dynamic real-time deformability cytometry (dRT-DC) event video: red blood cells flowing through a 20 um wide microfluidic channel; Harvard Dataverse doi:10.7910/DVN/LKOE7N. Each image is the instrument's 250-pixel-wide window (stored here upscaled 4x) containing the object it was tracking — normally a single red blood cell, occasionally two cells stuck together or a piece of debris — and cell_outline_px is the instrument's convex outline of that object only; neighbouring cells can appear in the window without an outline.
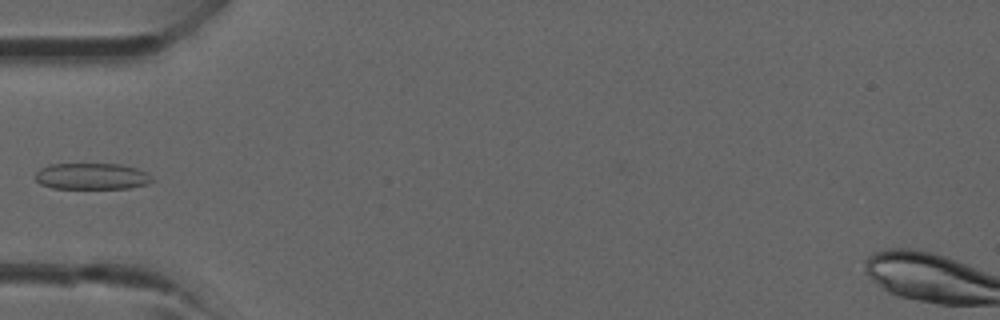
{"species": "common noctule bat (a hibernating species)", "species_latin": "Nyctalus noctula", "temperature_condition": "room temperature", "stored_images_in_passage": 4, "camera_frame_rate_fps": 3000, "um_per_image_px": 0.085, "animal": {"sex": "male", "forearm_length_mm": 52.5}, "frame": {"image": 1, "passage_image": 4, "time_ms": 3.333, "image_size_px": [1000, 320], "cell_outline_px": [[156, 180], [148, 184], [132, 188], [52, 188], [40, 184], [36, 180], [36, 172], [40, 168], [48, 164], [120, 164], [136, 168], [148, 172]], "centroid_in_image_um": [7.85, 14.98], "position_along_channel_um": 77.2, "area_um2": 18.15}}